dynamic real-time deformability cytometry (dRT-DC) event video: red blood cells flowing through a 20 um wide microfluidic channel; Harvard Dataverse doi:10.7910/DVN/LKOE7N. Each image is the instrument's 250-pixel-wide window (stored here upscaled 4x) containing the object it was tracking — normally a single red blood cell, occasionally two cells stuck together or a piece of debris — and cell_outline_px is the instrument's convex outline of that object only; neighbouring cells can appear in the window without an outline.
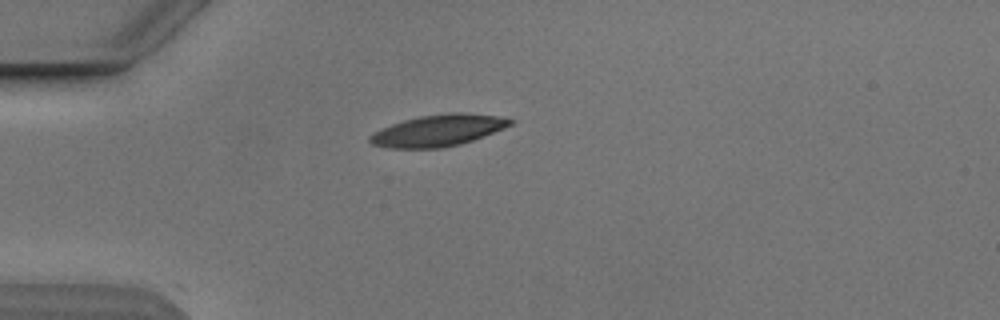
{"species": "Egyptian fruit bat (a non-hibernating species)", "species_latin": "Rousettus aegyptiacus", "temperature_condition": "cold", "stored_images_in_passage": 4, "camera_frame_rate_fps": 3000, "um_per_image_px": 0.085, "animal": {"sex": "male"}, "frame": {"image": 1, "passage_image": 4, "time_ms": 3.667, "image_size_px": [1000, 320], "cell_outline_px": [[512, 124], [504, 128], [472, 140], [460, 144], [440, 148], [388, 148], [372, 144], [368, 140], [368, 136], [392, 124], [404, 120], [420, 116], [452, 112], [460, 112], [496, 116], [512, 120]], "centroid_in_image_um": [37.21, 11.09], "position_along_channel_um": 47.8, "area_um2": 25.37}}